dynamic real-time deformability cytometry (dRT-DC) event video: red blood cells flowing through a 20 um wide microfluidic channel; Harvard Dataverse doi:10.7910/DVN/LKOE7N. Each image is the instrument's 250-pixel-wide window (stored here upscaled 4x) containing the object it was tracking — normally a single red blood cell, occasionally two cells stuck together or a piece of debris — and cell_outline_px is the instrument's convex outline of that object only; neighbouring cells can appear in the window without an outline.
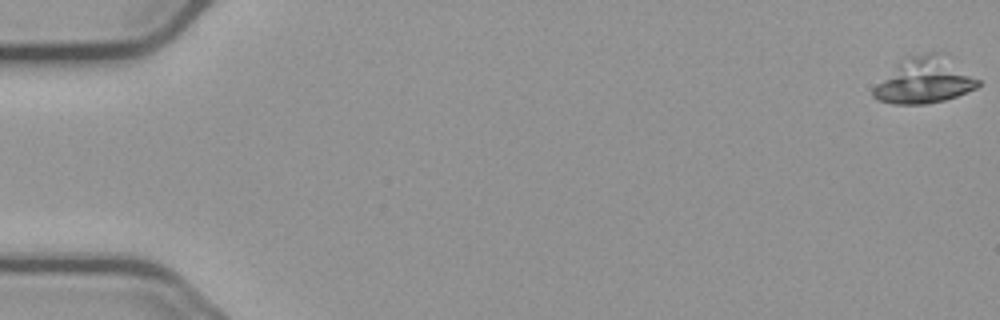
{"species": "common noctule bat (a hibernating species)", "species_latin": "Nyctalus noctula", "temperature_condition": "cold", "stored_images_in_passage": 44, "camera_frame_rate_fps": 3000, "um_per_image_px": 0.085, "animal": {"sex": "male", "body_mass_g": 23.1, "forearm_length_mm": 52.7}, "frame": {"image": 1, "passage_image": 1, "time_ms": 0.0, "image_size_px": [1000, 320], "cell_outline_px": [[980, 84], [976, 88], [956, 96], [944, 100], [924, 104], [892, 104], [876, 100], [872, 96], [872, 88], [896, 64], [908, 56], [928, 52], [936, 52], [980, 80]], "centroid_in_image_um": [78.5, 6.87], "position_along_channel_um": 6.5, "area_um2": 27.51}}
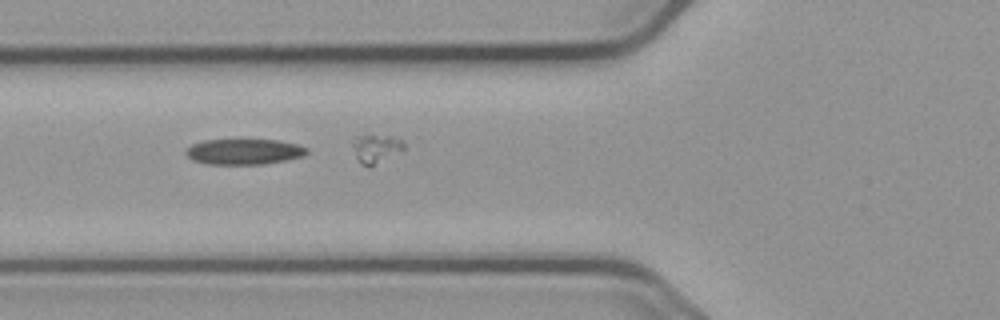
{"frame": {"image": 2, "passage_image": 22, "time_ms": 7.0, "image_size_px": [1000, 320], "cell_outline_px": [[308, 152], [304, 156], [264, 164], [208, 164], [192, 160], [184, 152], [184, 148], [192, 144], [204, 140], [276, 140], [296, 144], [308, 148]], "centroid_in_image_um": [20.7, 12.89], "position_along_channel_um": 105.1, "area_um2": 18.03}}
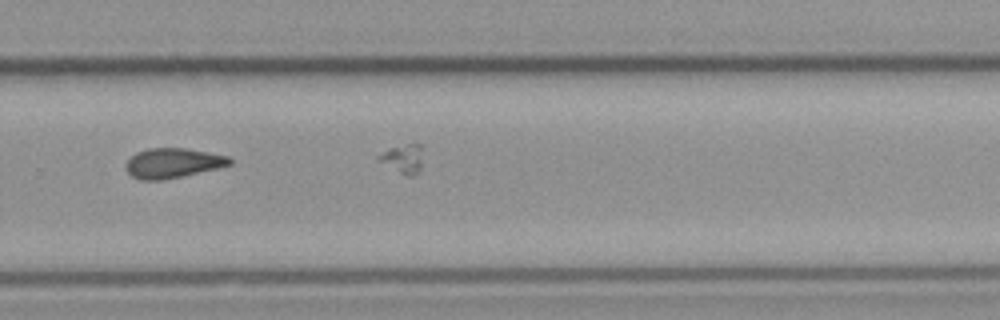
{"frame": {"image": 3, "passage_image": 39, "time_ms": 12.667, "image_size_px": [1000, 320], "cell_outline_px": [[232, 164], [216, 168], [180, 176], [160, 180], [140, 180], [132, 176], [128, 172], [124, 164], [136, 152], [148, 148], [184, 148], [208, 152], [228, 156], [232, 160]], "centroid_in_image_um": [14.66, 13.85], "position_along_channel_um": 315.1, "area_um2": 17.8}}